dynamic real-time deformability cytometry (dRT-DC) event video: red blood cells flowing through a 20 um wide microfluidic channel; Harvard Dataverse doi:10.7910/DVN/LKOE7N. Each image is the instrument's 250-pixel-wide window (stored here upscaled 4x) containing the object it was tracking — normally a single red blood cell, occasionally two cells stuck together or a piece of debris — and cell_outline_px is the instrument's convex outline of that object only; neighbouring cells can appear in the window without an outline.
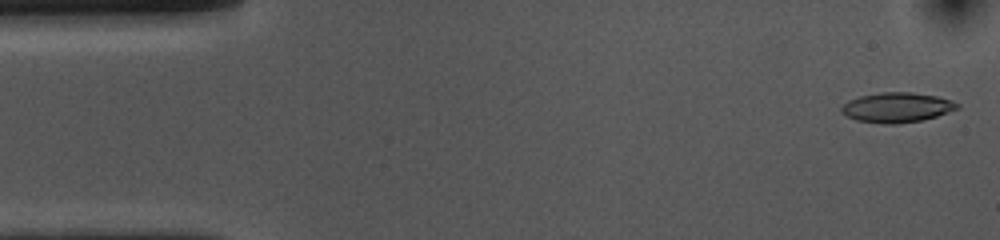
{"species": "common noctule bat (a hibernating species)", "species_latin": "Nyctalus noctula", "temperature_condition": "cold", "stored_images_in_passage": 54, "camera_frame_rate_fps": 3000, "um_per_image_px": 0.085, "animal": {"sex": "female", "body_mass_g": 10.0, "forearm_length_mm": 53.1}, "frame": {"image": 1, "passage_image": 2, "time_ms": 0.333, "image_size_px": [1000, 240], "cell_outline_px": [[960, 108], [936, 116], [920, 120], [896, 124], [884, 124], [856, 120], [840, 112], [840, 108], [848, 100], [860, 96], [880, 92], [908, 92], [936, 96], [952, 100], [960, 104]], "centroid_in_image_um": [76.23, 9.13], "position_along_channel_um": 8.8, "area_um2": 20.11}}
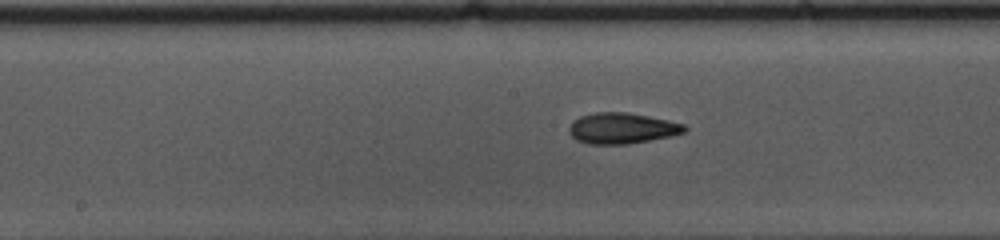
{"frame": {"image": 2, "passage_image": 26, "time_ms": 8.333, "image_size_px": [1000, 240], "cell_outline_px": [[688, 128], [684, 132], [672, 136], [628, 144], [588, 144], [576, 140], [568, 132], [568, 128], [572, 120], [580, 116], [596, 112], [628, 112], [668, 120], [684, 124]], "centroid_in_image_um": [52.84, 10.9], "position_along_channel_um": 195.4, "area_um2": 20.92}}
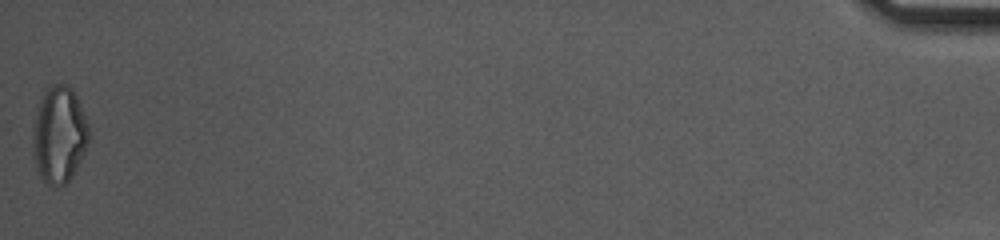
{"frame": {"image": 3, "passage_image": 54, "time_ms": 17.667, "image_size_px": [1000, 240], "cell_outline_px": [[88, 144], [72, 176], [64, 184], [56, 188], [48, 184], [40, 176], [32, 152], [32, 128], [40, 100], [44, 92], [48, 88], [56, 84], [68, 84], [72, 88], [80, 104], [88, 124]], "centroid_in_image_um": [5.01, 11.46], "position_along_channel_um": 430.2, "area_um2": 31.44}, "authors_computed_cell_mechanics": {"area_um2": 20.3745, "velocity_mm_per_s": 3.6379, "shape_relaxation_time_tau1_ms": 6.0166, "shape_relaxation_time_tau2_ms": 3.3112, "deformation_change_tau1": 0.173, "deformation_change_tau2": 0.1183}}